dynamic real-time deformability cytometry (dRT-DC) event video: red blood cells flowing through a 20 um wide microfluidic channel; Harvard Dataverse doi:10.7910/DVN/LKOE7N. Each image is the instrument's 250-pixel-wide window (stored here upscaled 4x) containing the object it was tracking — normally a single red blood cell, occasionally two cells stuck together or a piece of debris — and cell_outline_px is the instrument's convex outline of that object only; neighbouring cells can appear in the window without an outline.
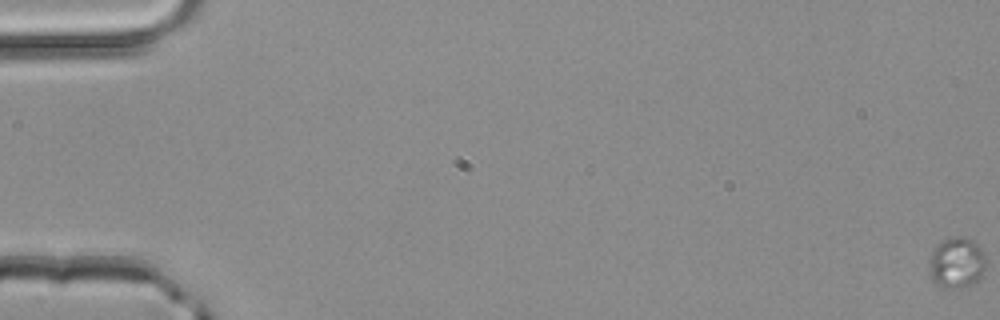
{"species": "common noctule bat (a hibernating species)", "species_latin": "Nyctalus noctula", "temperature_condition": "room temperature", "stored_images_in_passage": 3, "camera_frame_rate_fps": 3000, "um_per_image_px": 0.085, "animal": {"sex": "male", "body_mass_g": 20.4}, "frame": {"image": 1, "passage_image": 1, "time_ms": 0.0, "image_size_px": [1000, 320], "cell_outline_px": [[984, 268], [980, 276], [972, 284], [952, 288], [936, 284], [932, 280], [932, 248], [936, 244], [944, 240], [956, 236], [964, 236], [972, 240], [984, 252]], "centroid_in_image_um": [81.33, 22.29], "position_along_channel_um": 3.7, "area_um2": 16.13}}